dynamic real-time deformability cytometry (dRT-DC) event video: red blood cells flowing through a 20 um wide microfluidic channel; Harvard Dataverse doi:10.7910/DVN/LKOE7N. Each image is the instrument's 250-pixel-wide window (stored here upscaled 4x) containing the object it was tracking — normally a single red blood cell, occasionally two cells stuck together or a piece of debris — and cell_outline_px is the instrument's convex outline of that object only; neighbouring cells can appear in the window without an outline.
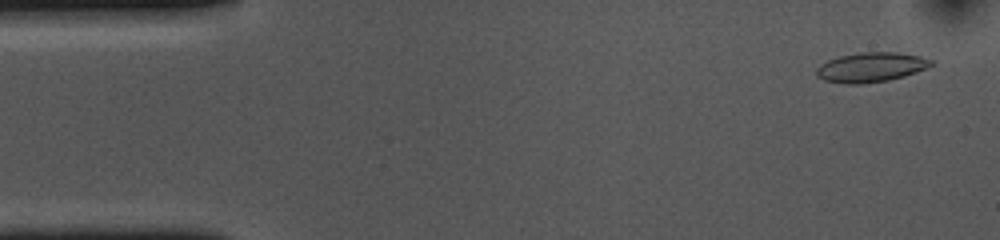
{"species": "common noctule bat (a hibernating species)", "species_latin": "Nyctalus noctula", "temperature_condition": "cold", "stored_images_in_passage": 53, "camera_frame_rate_fps": 3000, "um_per_image_px": 0.085, "animal": {"sex": "female", "body_mass_g": 10.0, "forearm_length_mm": 53.1}, "frame": {"image": 1, "passage_image": 2, "time_ms": 0.333, "image_size_px": [1000, 240], "cell_outline_px": [[936, 64], [928, 68], [904, 76], [888, 80], [860, 84], [844, 84], [824, 80], [816, 76], [816, 68], [820, 64], [828, 60], [840, 56], [860, 52], [896, 52], [920, 56], [936, 60]], "centroid_in_image_um": [74.07, 5.71], "position_along_channel_um": 10.9, "area_um2": 20.06}}
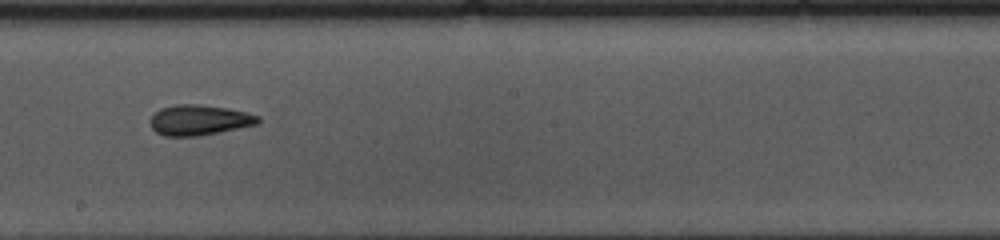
{"frame": {"image": 2, "passage_image": 28, "time_ms": 9.0, "image_size_px": [1000, 240], "cell_outline_px": [[260, 124], [220, 132], [196, 136], [164, 136], [156, 132], [152, 128], [152, 116], [160, 108], [176, 104], [200, 104], [228, 108], [260, 116]], "centroid_in_image_um": [16.97, 10.2], "position_along_channel_um": 231.2, "area_um2": 19.07}}
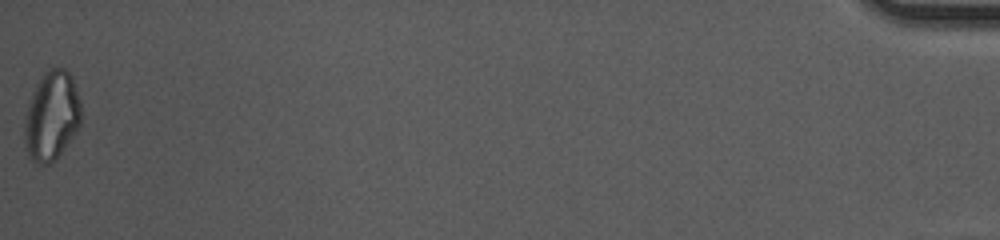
{"frame": {"image": 3, "passage_image": 53, "time_ms": 17.333, "image_size_px": [1000, 240], "cell_outline_px": [[80, 124], [76, 132], [64, 148], [48, 164], [40, 164], [32, 160], [28, 156], [24, 140], [24, 120], [28, 104], [32, 92], [36, 84], [44, 72], [48, 68], [64, 68], [72, 76], [80, 100]], "centroid_in_image_um": [4.37, 9.82], "position_along_channel_um": 430.8, "area_um2": 29.3}, "authors_computed_cell_mechanics": {"area_um2": 19.5364, "velocity_mm_per_s": 3.6565, "shape_relaxation_time_tau1_ms": 8.1147, "shape_relaxation_time_tau2_ms": 4.3256, "deformation_change_tau1": 0.1863, "deformation_change_tau2": 0.1188}}